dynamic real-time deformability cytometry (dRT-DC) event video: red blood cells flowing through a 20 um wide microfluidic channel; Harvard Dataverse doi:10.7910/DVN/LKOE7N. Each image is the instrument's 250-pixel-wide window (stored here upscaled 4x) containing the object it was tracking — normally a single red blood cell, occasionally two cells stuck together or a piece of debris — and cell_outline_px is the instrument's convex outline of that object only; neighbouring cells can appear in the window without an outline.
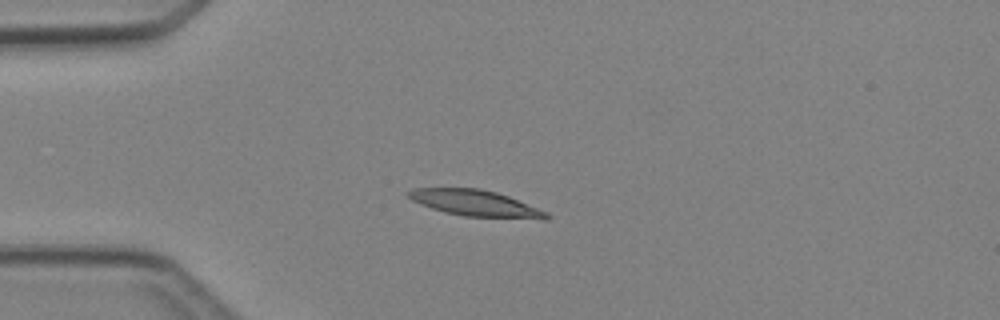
{"species": "Egyptian fruit bat (a non-hibernating species)", "species_latin": "Rousettus aegyptiacus", "temperature_condition": "cold", "stored_images_in_passage": 3, "camera_frame_rate_fps": 3000, "um_per_image_px": 0.085, "animal": {"sex": "female"}, "frame": {"image": 1, "passage_image": 3, "time_ms": 3.333, "image_size_px": [1000, 320], "cell_outline_px": [[552, 216], [548, 220], [544, 220], [464, 216], [444, 212], [420, 204], [412, 200], [408, 196], [408, 192], [412, 188], [480, 188], [496, 192], [508, 196], [548, 212]], "centroid_in_image_um": [40.48, 17.29], "position_along_channel_um": 44.5, "area_um2": 21.27}}